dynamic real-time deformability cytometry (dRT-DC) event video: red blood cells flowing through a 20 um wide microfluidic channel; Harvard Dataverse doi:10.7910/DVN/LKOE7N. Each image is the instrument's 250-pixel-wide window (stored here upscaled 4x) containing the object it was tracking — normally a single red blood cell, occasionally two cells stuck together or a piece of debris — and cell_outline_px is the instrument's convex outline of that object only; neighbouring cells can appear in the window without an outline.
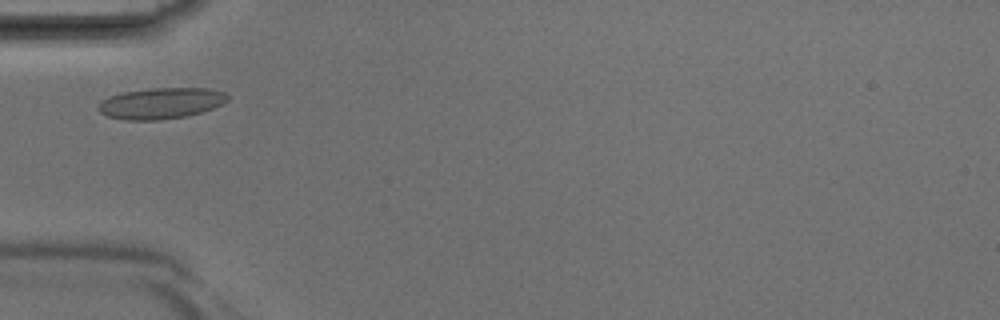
{"species": "Egyptian fruit bat (a non-hibernating species)", "species_latin": "Rousettus aegyptiacus", "temperature_condition": "room temperature", "stored_images_in_passage": 33, "camera_frame_rate_fps": 3000, "um_per_image_px": 0.085, "animal": {"sex": "male"}, "frame": {"image": 1, "passage_image": 5, "time_ms": 1.333, "image_size_px": [1000, 320], "cell_outline_px": [[228, 100], [212, 108], [188, 116], [160, 120], [124, 120], [108, 116], [100, 112], [96, 108], [100, 100], [108, 96], [124, 92], [152, 88], [208, 88], [224, 92], [228, 96]], "centroid_in_image_um": [13.63, 8.78], "position_along_channel_um": 71.4, "area_um2": 23.47}}
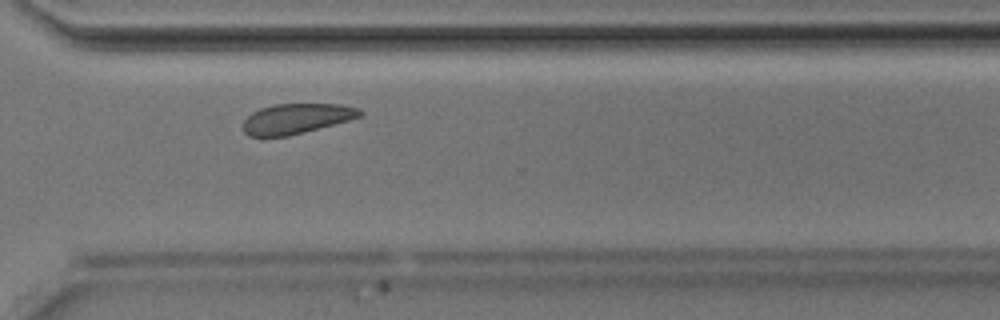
{"frame": {"image": 2, "passage_image": 22, "time_ms": 7.0, "image_size_px": [1000, 320], "cell_outline_px": [[364, 112], [360, 116], [348, 120], [304, 132], [288, 136], [248, 136], [244, 132], [244, 120], [252, 112], [260, 108], [276, 104], [340, 104], [360, 108]], "centroid_in_image_um": [25.2, 10.07], "position_along_channel_um": 345.4, "area_um2": 20.35}}
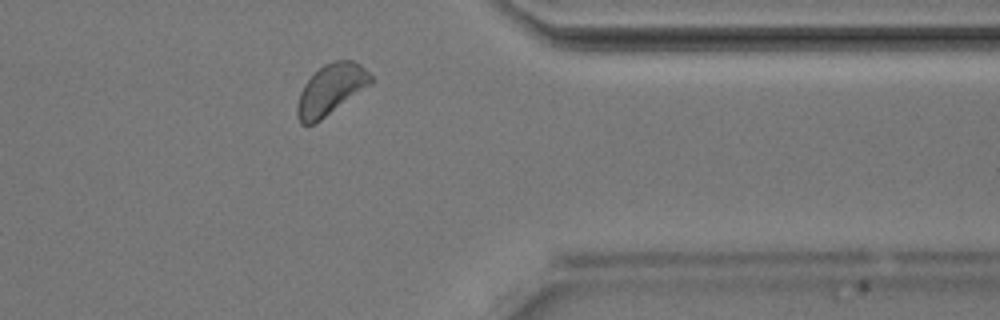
{"frame": {"image": 3, "passage_image": 25, "time_ms": 8.0, "image_size_px": [1000, 320], "cell_outline_px": [[376, 80], [372, 84], [320, 120], [312, 124], [300, 124], [296, 112], [296, 104], [300, 92], [304, 84], [324, 64], [336, 60], [352, 60], [360, 64]], "centroid_in_image_um": [28.14, 7.61], "position_along_channel_um": 383.3, "area_um2": 21.62}}